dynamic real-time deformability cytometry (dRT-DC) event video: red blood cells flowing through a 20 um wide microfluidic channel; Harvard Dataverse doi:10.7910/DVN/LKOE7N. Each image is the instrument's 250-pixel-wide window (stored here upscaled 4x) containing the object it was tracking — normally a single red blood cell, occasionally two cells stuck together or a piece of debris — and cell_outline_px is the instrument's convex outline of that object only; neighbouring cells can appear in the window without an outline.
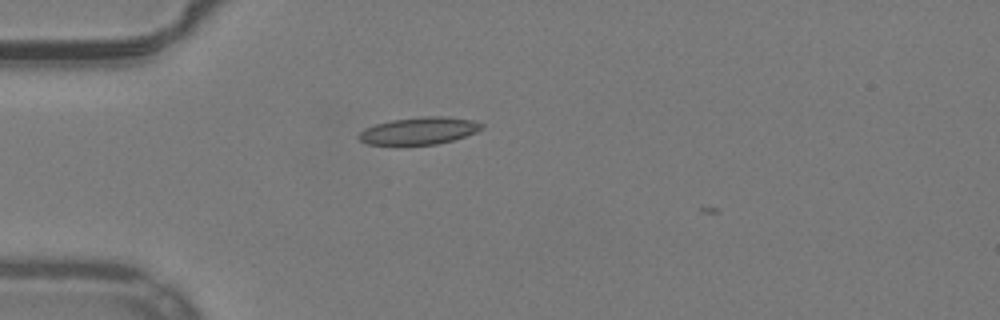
{"species": "common noctule bat (a hibernating species)", "species_latin": "Nyctalus noctula", "temperature_condition": "warm", "stored_images_in_passage": 3, "camera_frame_rate_fps": 3000, "um_per_image_px": 0.085, "animal": {"sex": "male", "body_mass_g": 19.2, "forearm_length_mm": 51.8}, "frame": {"image": 1, "passage_image": 1, "time_ms": 0.0, "image_size_px": [1000, 320], "cell_outline_px": [[484, 128], [476, 132], [452, 140], [436, 144], [404, 148], [396, 148], [368, 144], [360, 140], [356, 136], [364, 128], [376, 124], [392, 120], [424, 116], [448, 116], [472, 120], [484, 124]], "centroid_in_image_um": [35.56, 11.17], "position_along_channel_um": 49.4, "area_um2": 20.46}}